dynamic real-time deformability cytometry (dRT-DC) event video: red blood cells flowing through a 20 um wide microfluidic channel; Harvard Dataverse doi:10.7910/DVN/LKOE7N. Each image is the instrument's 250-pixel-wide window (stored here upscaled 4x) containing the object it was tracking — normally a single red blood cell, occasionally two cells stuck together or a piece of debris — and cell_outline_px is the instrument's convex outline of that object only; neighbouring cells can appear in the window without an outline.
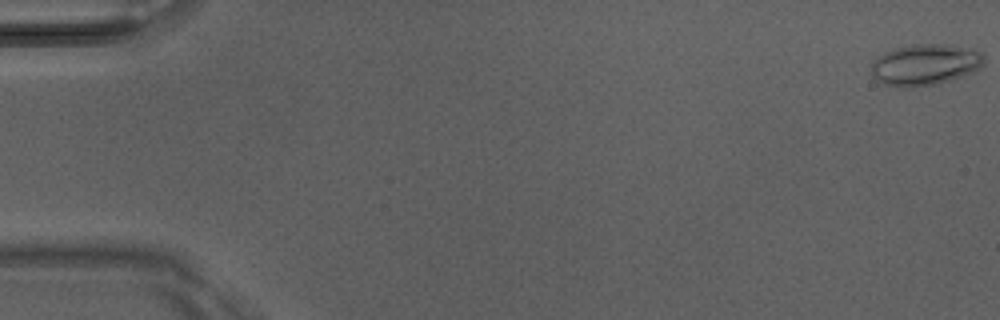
{"species": "Egyptian fruit bat (a non-hibernating species)", "species_latin": "Rousettus aegyptiacus", "temperature_condition": "room temperature", "stored_images_in_passage": 8, "camera_frame_rate_fps": 3000, "um_per_image_px": 0.085, "animal": {"sex": "male"}, "frame": {"image": 1, "passage_image": 1, "time_ms": 0.0, "image_size_px": [1000, 320], "cell_outline_px": [[984, 64], [980, 68], [972, 72], [948, 80], [932, 84], [904, 88], [884, 84], [876, 80], [872, 76], [872, 60], [884, 52], [896, 48], [912, 44], [948, 44], [972, 48], [980, 52], [984, 56]], "centroid_in_image_um": [78.62, 5.48], "position_along_channel_um": 6.4, "area_um2": 27.05}}